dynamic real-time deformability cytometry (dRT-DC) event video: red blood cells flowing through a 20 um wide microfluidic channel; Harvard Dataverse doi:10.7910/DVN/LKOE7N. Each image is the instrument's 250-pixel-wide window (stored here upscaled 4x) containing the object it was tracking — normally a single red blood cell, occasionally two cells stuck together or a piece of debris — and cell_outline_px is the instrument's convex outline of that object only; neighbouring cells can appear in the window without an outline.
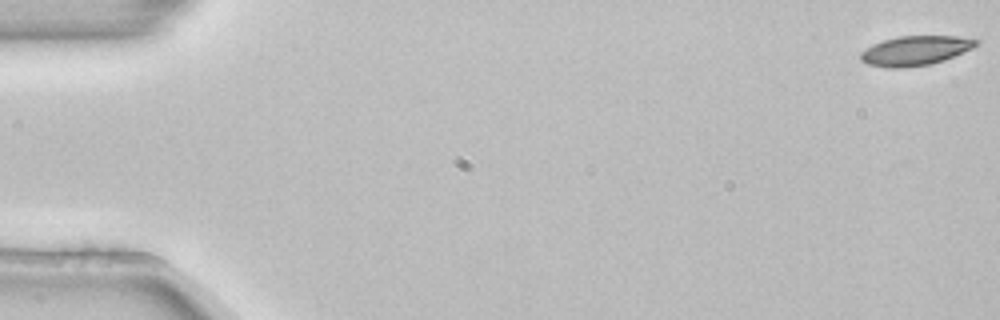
{"species": "common noctule bat (a hibernating species)", "species_latin": "Nyctalus noctula", "temperature_condition": "room temperature", "stored_images_in_passage": 4, "camera_frame_rate_fps": 3000, "um_per_image_px": 0.085, "animal": {"sex": "female", "body_mass_g": 22.7, "forearm_length_mm": 54.2}, "frame": {"image": 1, "passage_image": 1, "time_ms": 0.0, "image_size_px": [1000, 320], "cell_outline_px": [[980, 44], [972, 48], [944, 60], [932, 64], [904, 68], [888, 68], [868, 64], [860, 60], [860, 52], [872, 44], [884, 40], [900, 36], [956, 36], [980, 40]], "centroid_in_image_um": [77.8, 4.31], "position_along_channel_um": 7.2, "area_um2": 19.94}}